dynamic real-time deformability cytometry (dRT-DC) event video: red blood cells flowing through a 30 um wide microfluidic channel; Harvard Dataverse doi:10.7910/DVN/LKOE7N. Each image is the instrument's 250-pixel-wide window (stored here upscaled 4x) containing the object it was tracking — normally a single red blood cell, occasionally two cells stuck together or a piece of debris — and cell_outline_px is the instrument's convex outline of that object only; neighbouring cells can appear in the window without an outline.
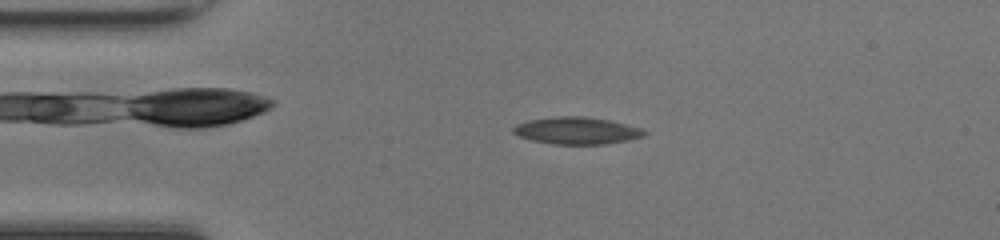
{"species": "common noctule bat (a hibernating species)", "species_latin": "Nyctalus noctula", "temperature_condition": "room temperature", "stored_images_in_passage": 49, "camera_frame_rate_fps": 3000, "um_per_image_px": 0.085, "animal": {"sex": "female", "body_mass_g": 17.0, "forearm_length_mm": 48.0}, "frame": {"image": 1, "passage_image": 11, "time_ms": 3.333, "image_size_px": [1000, 240], "cell_outline_px": [[648, 132], [644, 136], [628, 140], [604, 144], [552, 144], [532, 140], [520, 136], [512, 132], [512, 128], [516, 124], [528, 120], [552, 116], [584, 116], [608, 120], [640, 128]], "centroid_in_image_um": [48.99, 11.1], "position_along_channel_um": 36.0, "area_um2": 20.63}}
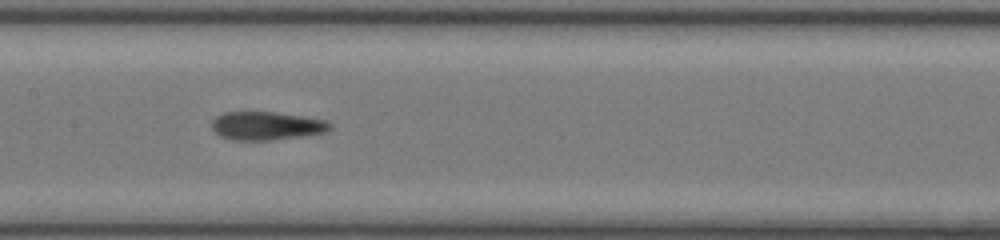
{"frame": {"image": 2, "passage_image": 24, "time_ms": 7.667, "image_size_px": [1000, 240], "cell_outline_px": [[332, 128], [324, 132], [300, 136], [272, 140], [232, 140], [220, 136], [212, 128], [212, 120], [216, 116], [224, 112], [272, 112], [300, 116], [324, 120], [332, 124]], "centroid_in_image_um": [22.61, 10.7], "position_along_channel_um": 184.8, "area_um2": 19.31}}
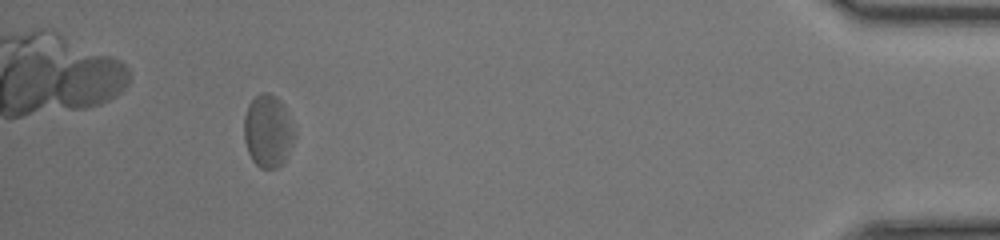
{"frame": {"image": 3, "passage_image": 45, "time_ms": 14.667, "image_size_px": [1000, 240], "cell_outline_px": [[296, 136], [284, 164], [276, 168], [260, 168], [252, 160], [248, 152], [244, 140], [244, 116], [248, 104], [260, 92], [268, 92], [276, 96], [284, 104], [296, 128]], "centroid_in_image_um": [22.81, 11.13], "position_along_channel_um": 412.4, "area_um2": 21.96}, "authors_computed_cell_mechanics": {"area_um2": 20.1722, "velocity_mm_per_s": 4.2348, "shape_relaxation_time_tau1_ms": 4.9596, "shape_relaxation_time_tau2_ms": 2.3847, "deformation_change_tau1": 0.1536, "deformation_change_tau2": 0.1187}}